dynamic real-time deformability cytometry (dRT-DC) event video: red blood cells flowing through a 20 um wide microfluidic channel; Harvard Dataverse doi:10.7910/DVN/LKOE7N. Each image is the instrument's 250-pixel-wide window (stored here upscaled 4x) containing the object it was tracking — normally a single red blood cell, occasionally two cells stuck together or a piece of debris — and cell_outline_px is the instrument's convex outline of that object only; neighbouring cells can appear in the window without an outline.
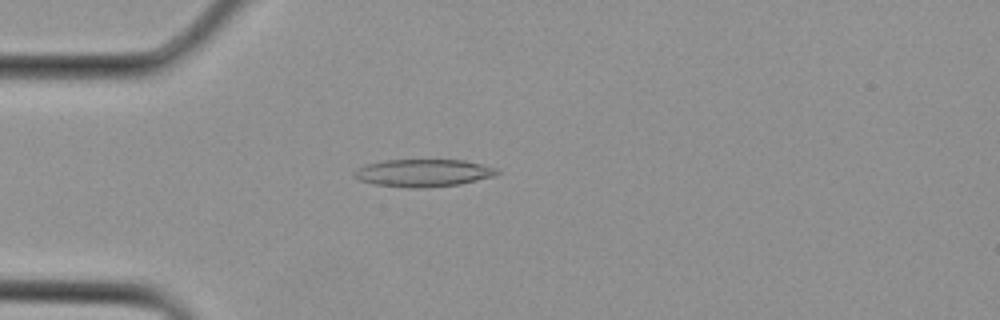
{"species": "Egyptian fruit bat (a non-hibernating species)", "species_latin": "Rousettus aegyptiacus", "temperature_condition": "cold", "stored_images_in_passage": 5, "camera_frame_rate_fps": 3000, "um_per_image_px": 0.085, "animal": {"sex": "female"}, "frame": {"image": 1, "passage_image": 2, "time_ms": 0.333, "image_size_px": [1000, 320], "cell_outline_px": [[500, 172], [496, 176], [460, 184], [424, 188], [416, 188], [376, 184], [360, 180], [352, 176], [352, 172], [368, 164], [384, 160], [464, 160], [496, 168]], "centroid_in_image_um": [36.01, 14.7], "position_along_channel_um": 49.0, "area_um2": 22.72}}
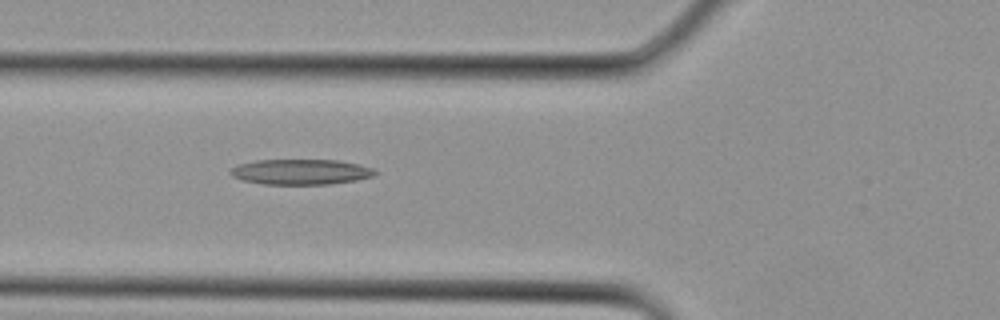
{"frame": {"image": 2, "passage_image": 5, "time_ms": 1.333, "image_size_px": [1000, 320], "cell_outline_px": [[380, 172], [372, 176], [356, 180], [328, 184], [264, 184], [244, 180], [232, 176], [228, 172], [236, 164], [256, 160], [336, 160], [356, 164], [372, 168]], "centroid_in_image_um": [25.54, 14.6], "position_along_channel_um": 100.3, "area_um2": 21.27}}